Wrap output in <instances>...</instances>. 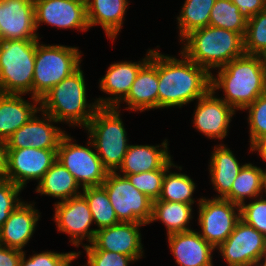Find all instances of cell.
Segmentation results:
<instances>
[{"label":"cell","instance_id":"6da1fadb","mask_svg":"<svg viewBox=\"0 0 266 266\" xmlns=\"http://www.w3.org/2000/svg\"><path fill=\"white\" fill-rule=\"evenodd\" d=\"M182 59L158 51V108L179 107L201 98L209 89L211 74L180 51Z\"/></svg>","mask_w":266,"mask_h":266},{"label":"cell","instance_id":"7a4b0ae2","mask_svg":"<svg viewBox=\"0 0 266 266\" xmlns=\"http://www.w3.org/2000/svg\"><path fill=\"white\" fill-rule=\"evenodd\" d=\"M211 73L210 89H223L224 100L235 111L248 107L266 92V69L261 55L244 54Z\"/></svg>","mask_w":266,"mask_h":266},{"label":"cell","instance_id":"3957f363","mask_svg":"<svg viewBox=\"0 0 266 266\" xmlns=\"http://www.w3.org/2000/svg\"><path fill=\"white\" fill-rule=\"evenodd\" d=\"M180 43H184L181 52L210 74L245 54L241 34L214 26L193 30Z\"/></svg>","mask_w":266,"mask_h":266},{"label":"cell","instance_id":"277c9868","mask_svg":"<svg viewBox=\"0 0 266 266\" xmlns=\"http://www.w3.org/2000/svg\"><path fill=\"white\" fill-rule=\"evenodd\" d=\"M81 66L52 87L41 99L40 110L57 122L85 128L99 108L96 101H87L85 77Z\"/></svg>","mask_w":266,"mask_h":266},{"label":"cell","instance_id":"5b68a950","mask_svg":"<svg viewBox=\"0 0 266 266\" xmlns=\"http://www.w3.org/2000/svg\"><path fill=\"white\" fill-rule=\"evenodd\" d=\"M120 114V110L115 107H99L84 128L109 172L118 171L129 147Z\"/></svg>","mask_w":266,"mask_h":266},{"label":"cell","instance_id":"8992f818","mask_svg":"<svg viewBox=\"0 0 266 266\" xmlns=\"http://www.w3.org/2000/svg\"><path fill=\"white\" fill-rule=\"evenodd\" d=\"M36 40L0 41V93L33 97Z\"/></svg>","mask_w":266,"mask_h":266},{"label":"cell","instance_id":"52a82bcc","mask_svg":"<svg viewBox=\"0 0 266 266\" xmlns=\"http://www.w3.org/2000/svg\"><path fill=\"white\" fill-rule=\"evenodd\" d=\"M40 43L36 40L33 75V97L39 100L81 66L83 55L78 47Z\"/></svg>","mask_w":266,"mask_h":266},{"label":"cell","instance_id":"ba28073f","mask_svg":"<svg viewBox=\"0 0 266 266\" xmlns=\"http://www.w3.org/2000/svg\"><path fill=\"white\" fill-rule=\"evenodd\" d=\"M70 136L65 134L62 137L57 149L56 160L74 176L82 189L85 187L101 186L109 171L103 166L95 152L92 141L88 139V146H83L76 142L73 143L75 140Z\"/></svg>","mask_w":266,"mask_h":266},{"label":"cell","instance_id":"9c48e42d","mask_svg":"<svg viewBox=\"0 0 266 266\" xmlns=\"http://www.w3.org/2000/svg\"><path fill=\"white\" fill-rule=\"evenodd\" d=\"M102 186L119 222L150 224L153 200L137 190L126 176L109 172Z\"/></svg>","mask_w":266,"mask_h":266},{"label":"cell","instance_id":"30bf717a","mask_svg":"<svg viewBox=\"0 0 266 266\" xmlns=\"http://www.w3.org/2000/svg\"><path fill=\"white\" fill-rule=\"evenodd\" d=\"M200 235L215 249L233 232L240 220V205L223 198L198 200Z\"/></svg>","mask_w":266,"mask_h":266},{"label":"cell","instance_id":"8fae6325","mask_svg":"<svg viewBox=\"0 0 266 266\" xmlns=\"http://www.w3.org/2000/svg\"><path fill=\"white\" fill-rule=\"evenodd\" d=\"M266 237L241 219L216 250L227 266H254L261 261Z\"/></svg>","mask_w":266,"mask_h":266},{"label":"cell","instance_id":"7c38bea8","mask_svg":"<svg viewBox=\"0 0 266 266\" xmlns=\"http://www.w3.org/2000/svg\"><path fill=\"white\" fill-rule=\"evenodd\" d=\"M57 159V149H7L6 179L24 189L30 180L39 182Z\"/></svg>","mask_w":266,"mask_h":266},{"label":"cell","instance_id":"4fadbf2b","mask_svg":"<svg viewBox=\"0 0 266 266\" xmlns=\"http://www.w3.org/2000/svg\"><path fill=\"white\" fill-rule=\"evenodd\" d=\"M54 221L58 232L71 236L70 243L79 247L83 239L92 243L96 229H90L93 222L92 214L85 197L80 194L62 202H55Z\"/></svg>","mask_w":266,"mask_h":266},{"label":"cell","instance_id":"5bb4252c","mask_svg":"<svg viewBox=\"0 0 266 266\" xmlns=\"http://www.w3.org/2000/svg\"><path fill=\"white\" fill-rule=\"evenodd\" d=\"M35 25L44 23L58 29L89 30L86 0H34Z\"/></svg>","mask_w":266,"mask_h":266},{"label":"cell","instance_id":"9a60e30c","mask_svg":"<svg viewBox=\"0 0 266 266\" xmlns=\"http://www.w3.org/2000/svg\"><path fill=\"white\" fill-rule=\"evenodd\" d=\"M40 117L36 112L32 118L15 131L5 142L7 149H58L62 137L66 134L65 130L54 126L58 123L52 116L40 110ZM54 122V123H53Z\"/></svg>","mask_w":266,"mask_h":266},{"label":"cell","instance_id":"2e32d148","mask_svg":"<svg viewBox=\"0 0 266 266\" xmlns=\"http://www.w3.org/2000/svg\"><path fill=\"white\" fill-rule=\"evenodd\" d=\"M215 94L216 92L209 89L197 100L193 126L207 138L223 140L228 136V128L236 111Z\"/></svg>","mask_w":266,"mask_h":266},{"label":"cell","instance_id":"e0dca14e","mask_svg":"<svg viewBox=\"0 0 266 266\" xmlns=\"http://www.w3.org/2000/svg\"><path fill=\"white\" fill-rule=\"evenodd\" d=\"M144 223L119 222L113 226L96 231L91 244H85L84 249H100L117 252L132 257L138 261L143 257L140 227Z\"/></svg>","mask_w":266,"mask_h":266},{"label":"cell","instance_id":"ac0fdd59","mask_svg":"<svg viewBox=\"0 0 266 266\" xmlns=\"http://www.w3.org/2000/svg\"><path fill=\"white\" fill-rule=\"evenodd\" d=\"M153 50L149 49L139 62H114L108 67L106 74L99 79V88L110 96L96 98L99 107L120 108V102L127 96L140 69L150 60Z\"/></svg>","mask_w":266,"mask_h":266},{"label":"cell","instance_id":"d6986e66","mask_svg":"<svg viewBox=\"0 0 266 266\" xmlns=\"http://www.w3.org/2000/svg\"><path fill=\"white\" fill-rule=\"evenodd\" d=\"M0 29L3 40H38L34 0H0Z\"/></svg>","mask_w":266,"mask_h":266},{"label":"cell","instance_id":"ffe728a7","mask_svg":"<svg viewBox=\"0 0 266 266\" xmlns=\"http://www.w3.org/2000/svg\"><path fill=\"white\" fill-rule=\"evenodd\" d=\"M125 109L143 112L158 109V50L154 49L150 60L140 69L127 96L120 102Z\"/></svg>","mask_w":266,"mask_h":266},{"label":"cell","instance_id":"44dd1931","mask_svg":"<svg viewBox=\"0 0 266 266\" xmlns=\"http://www.w3.org/2000/svg\"><path fill=\"white\" fill-rule=\"evenodd\" d=\"M35 204L22 201L9 215L0 229V244L24 252L32 239L41 213Z\"/></svg>","mask_w":266,"mask_h":266},{"label":"cell","instance_id":"7402d4cb","mask_svg":"<svg viewBox=\"0 0 266 266\" xmlns=\"http://www.w3.org/2000/svg\"><path fill=\"white\" fill-rule=\"evenodd\" d=\"M170 252L179 266H213L215 248L208 243L200 232L190 230L167 236Z\"/></svg>","mask_w":266,"mask_h":266},{"label":"cell","instance_id":"603a6c76","mask_svg":"<svg viewBox=\"0 0 266 266\" xmlns=\"http://www.w3.org/2000/svg\"><path fill=\"white\" fill-rule=\"evenodd\" d=\"M168 141L161 145H129L118 174H139L157 169H168L173 157L168 152ZM120 172V173H119Z\"/></svg>","mask_w":266,"mask_h":266},{"label":"cell","instance_id":"cb8c5ba5","mask_svg":"<svg viewBox=\"0 0 266 266\" xmlns=\"http://www.w3.org/2000/svg\"><path fill=\"white\" fill-rule=\"evenodd\" d=\"M22 96V94L0 93V140L2 141H6L40 111L39 99L32 97L33 103H30Z\"/></svg>","mask_w":266,"mask_h":266},{"label":"cell","instance_id":"d4e9b609","mask_svg":"<svg viewBox=\"0 0 266 266\" xmlns=\"http://www.w3.org/2000/svg\"><path fill=\"white\" fill-rule=\"evenodd\" d=\"M128 6V0H86L89 27L99 24L106 36L115 40L123 27Z\"/></svg>","mask_w":266,"mask_h":266},{"label":"cell","instance_id":"484cf974","mask_svg":"<svg viewBox=\"0 0 266 266\" xmlns=\"http://www.w3.org/2000/svg\"><path fill=\"white\" fill-rule=\"evenodd\" d=\"M213 149L208 165L211 183L218 194L213 198H224L231 191L244 164L240 165L232 150L225 144L216 145Z\"/></svg>","mask_w":266,"mask_h":266},{"label":"cell","instance_id":"4316f807","mask_svg":"<svg viewBox=\"0 0 266 266\" xmlns=\"http://www.w3.org/2000/svg\"><path fill=\"white\" fill-rule=\"evenodd\" d=\"M36 187L35 192L37 194L58 198V202L68 200L82 193L74 176L57 160L44 174Z\"/></svg>","mask_w":266,"mask_h":266},{"label":"cell","instance_id":"83f0119b","mask_svg":"<svg viewBox=\"0 0 266 266\" xmlns=\"http://www.w3.org/2000/svg\"><path fill=\"white\" fill-rule=\"evenodd\" d=\"M191 204L181 202L153 200L152 217L150 223L161 221L167 228V236L174 233L192 230L189 227L193 218Z\"/></svg>","mask_w":266,"mask_h":266},{"label":"cell","instance_id":"f1b7e54d","mask_svg":"<svg viewBox=\"0 0 266 266\" xmlns=\"http://www.w3.org/2000/svg\"><path fill=\"white\" fill-rule=\"evenodd\" d=\"M263 195L260 167L245 163L233 182L231 191L223 198L241 205L246 198L254 199Z\"/></svg>","mask_w":266,"mask_h":266},{"label":"cell","instance_id":"f546056e","mask_svg":"<svg viewBox=\"0 0 266 266\" xmlns=\"http://www.w3.org/2000/svg\"><path fill=\"white\" fill-rule=\"evenodd\" d=\"M171 167L182 170L181 166H177L174 163L166 170L162 181V191L158 200L193 205L196 202L193 198V193L196 189L194 181L187 174L172 173L169 171L172 169Z\"/></svg>","mask_w":266,"mask_h":266},{"label":"cell","instance_id":"4dcf8cb0","mask_svg":"<svg viewBox=\"0 0 266 266\" xmlns=\"http://www.w3.org/2000/svg\"><path fill=\"white\" fill-rule=\"evenodd\" d=\"M216 0H185L177 16L179 40L191 31L209 26L211 10Z\"/></svg>","mask_w":266,"mask_h":266},{"label":"cell","instance_id":"1f68e13d","mask_svg":"<svg viewBox=\"0 0 266 266\" xmlns=\"http://www.w3.org/2000/svg\"><path fill=\"white\" fill-rule=\"evenodd\" d=\"M88 202L96 231L119 223L105 188L101 186L85 187L81 193Z\"/></svg>","mask_w":266,"mask_h":266},{"label":"cell","instance_id":"d6a6232c","mask_svg":"<svg viewBox=\"0 0 266 266\" xmlns=\"http://www.w3.org/2000/svg\"><path fill=\"white\" fill-rule=\"evenodd\" d=\"M209 26L227 29L244 37L247 19L231 0H216L211 10Z\"/></svg>","mask_w":266,"mask_h":266},{"label":"cell","instance_id":"836d02e7","mask_svg":"<svg viewBox=\"0 0 266 266\" xmlns=\"http://www.w3.org/2000/svg\"><path fill=\"white\" fill-rule=\"evenodd\" d=\"M243 38L245 54L262 56L266 52V9L247 20Z\"/></svg>","mask_w":266,"mask_h":266},{"label":"cell","instance_id":"e575fe53","mask_svg":"<svg viewBox=\"0 0 266 266\" xmlns=\"http://www.w3.org/2000/svg\"><path fill=\"white\" fill-rule=\"evenodd\" d=\"M167 169H157L139 174H120L126 176L132 185L151 200H157L162 191V181Z\"/></svg>","mask_w":266,"mask_h":266},{"label":"cell","instance_id":"d590c367","mask_svg":"<svg viewBox=\"0 0 266 266\" xmlns=\"http://www.w3.org/2000/svg\"><path fill=\"white\" fill-rule=\"evenodd\" d=\"M244 110H248L250 147L262 136L266 135V92L261 94Z\"/></svg>","mask_w":266,"mask_h":266},{"label":"cell","instance_id":"8d00e7d4","mask_svg":"<svg viewBox=\"0 0 266 266\" xmlns=\"http://www.w3.org/2000/svg\"><path fill=\"white\" fill-rule=\"evenodd\" d=\"M253 200L240 205V219L266 237V198L262 195Z\"/></svg>","mask_w":266,"mask_h":266},{"label":"cell","instance_id":"74e56055","mask_svg":"<svg viewBox=\"0 0 266 266\" xmlns=\"http://www.w3.org/2000/svg\"><path fill=\"white\" fill-rule=\"evenodd\" d=\"M23 189L8 179H0V229L10 213L22 202L18 197Z\"/></svg>","mask_w":266,"mask_h":266},{"label":"cell","instance_id":"f35d334b","mask_svg":"<svg viewBox=\"0 0 266 266\" xmlns=\"http://www.w3.org/2000/svg\"><path fill=\"white\" fill-rule=\"evenodd\" d=\"M87 263L84 266H128L136 262L132 257L112 251L85 249Z\"/></svg>","mask_w":266,"mask_h":266},{"label":"cell","instance_id":"ab89813d","mask_svg":"<svg viewBox=\"0 0 266 266\" xmlns=\"http://www.w3.org/2000/svg\"><path fill=\"white\" fill-rule=\"evenodd\" d=\"M26 251L22 252L20 266H61L74 252L58 253L53 251H42L35 253L26 259Z\"/></svg>","mask_w":266,"mask_h":266},{"label":"cell","instance_id":"60d3db41","mask_svg":"<svg viewBox=\"0 0 266 266\" xmlns=\"http://www.w3.org/2000/svg\"><path fill=\"white\" fill-rule=\"evenodd\" d=\"M247 20L266 9V0H231Z\"/></svg>","mask_w":266,"mask_h":266},{"label":"cell","instance_id":"b9f144b4","mask_svg":"<svg viewBox=\"0 0 266 266\" xmlns=\"http://www.w3.org/2000/svg\"><path fill=\"white\" fill-rule=\"evenodd\" d=\"M22 251L0 244V266H20Z\"/></svg>","mask_w":266,"mask_h":266},{"label":"cell","instance_id":"7bdbcfd3","mask_svg":"<svg viewBox=\"0 0 266 266\" xmlns=\"http://www.w3.org/2000/svg\"><path fill=\"white\" fill-rule=\"evenodd\" d=\"M257 151L258 155L266 162V135L259 138L251 147L250 152Z\"/></svg>","mask_w":266,"mask_h":266},{"label":"cell","instance_id":"ee69618b","mask_svg":"<svg viewBox=\"0 0 266 266\" xmlns=\"http://www.w3.org/2000/svg\"><path fill=\"white\" fill-rule=\"evenodd\" d=\"M6 157H7L6 142L0 140V179L6 178Z\"/></svg>","mask_w":266,"mask_h":266},{"label":"cell","instance_id":"f6af8a7d","mask_svg":"<svg viewBox=\"0 0 266 266\" xmlns=\"http://www.w3.org/2000/svg\"><path fill=\"white\" fill-rule=\"evenodd\" d=\"M81 255V252H74L61 266H72L71 263L73 260L77 259ZM83 266V265H82Z\"/></svg>","mask_w":266,"mask_h":266},{"label":"cell","instance_id":"bcb514c9","mask_svg":"<svg viewBox=\"0 0 266 266\" xmlns=\"http://www.w3.org/2000/svg\"><path fill=\"white\" fill-rule=\"evenodd\" d=\"M260 170H261L262 189L263 192L266 194V169L260 168Z\"/></svg>","mask_w":266,"mask_h":266},{"label":"cell","instance_id":"7dc6e473","mask_svg":"<svg viewBox=\"0 0 266 266\" xmlns=\"http://www.w3.org/2000/svg\"><path fill=\"white\" fill-rule=\"evenodd\" d=\"M261 261L266 263V242H265V247H264V251H263V255H262Z\"/></svg>","mask_w":266,"mask_h":266},{"label":"cell","instance_id":"c3c4849f","mask_svg":"<svg viewBox=\"0 0 266 266\" xmlns=\"http://www.w3.org/2000/svg\"><path fill=\"white\" fill-rule=\"evenodd\" d=\"M262 59H263L264 67L266 69V52L262 55Z\"/></svg>","mask_w":266,"mask_h":266},{"label":"cell","instance_id":"681fc988","mask_svg":"<svg viewBox=\"0 0 266 266\" xmlns=\"http://www.w3.org/2000/svg\"><path fill=\"white\" fill-rule=\"evenodd\" d=\"M254 266H266V263L259 261L257 264H255Z\"/></svg>","mask_w":266,"mask_h":266}]
</instances>
